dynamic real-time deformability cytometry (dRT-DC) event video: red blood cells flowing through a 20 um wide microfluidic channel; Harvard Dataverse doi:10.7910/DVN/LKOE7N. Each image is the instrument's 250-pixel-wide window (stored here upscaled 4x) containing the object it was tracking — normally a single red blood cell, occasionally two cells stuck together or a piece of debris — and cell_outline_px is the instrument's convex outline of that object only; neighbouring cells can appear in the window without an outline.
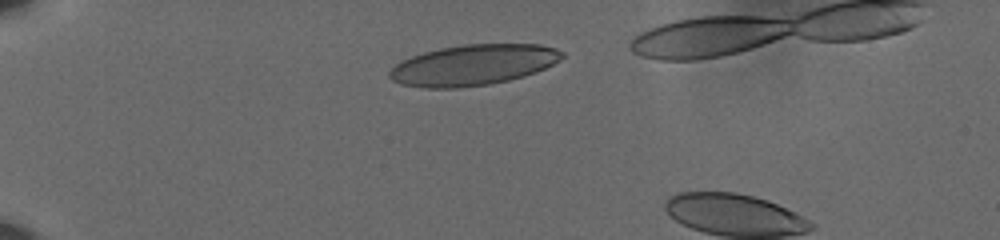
{"species": "human", "species_latin": "Homo sapiens", "temperature_condition": "cold", "stored_images_in_passage": 11, "camera_frame_rate_fps": 3000, "um_per_image_px": 0.085, "donor": {"sex": "male"}, "frame": {"image": 1, "passage_image": 7, "time_ms": 2.0, "image_size_px": [1000, 240], "cell_outline_px": [[564, 56], [560, 60], [544, 68], [508, 80], [488, 84], [456, 88], [424, 88], [400, 84], [392, 80], [388, 76], [388, 72], [396, 64], [412, 56], [424, 52], [440, 48], [464, 44], [540, 44], [556, 48], [564, 52]], "centroid_in_image_um": [40.2, 5.51], "position_along_channel_um": 44.8, "area_um2": 40.63}}